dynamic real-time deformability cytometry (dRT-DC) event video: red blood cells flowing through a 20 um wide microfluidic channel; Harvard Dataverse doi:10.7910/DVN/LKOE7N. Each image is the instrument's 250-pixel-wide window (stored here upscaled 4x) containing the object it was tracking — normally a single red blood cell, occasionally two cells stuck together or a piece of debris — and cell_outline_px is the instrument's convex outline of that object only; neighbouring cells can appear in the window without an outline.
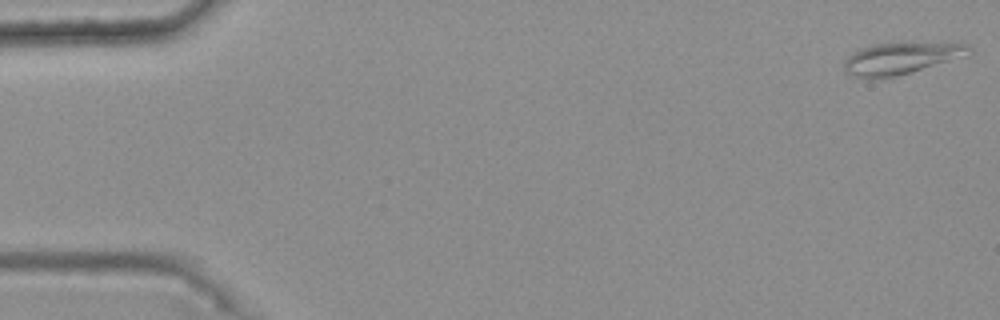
{"species": "common noctule bat (a hibernating species)", "species_latin": "Nyctalus noctula", "temperature_condition": "warm", "stored_images_in_passage": 9, "camera_frame_rate_fps": 3000, "um_per_image_px": 0.085, "animal": {"sex": "female", "body_mass_g": 25.1}, "frame": {"image": 1, "passage_image": 1, "time_ms": 0.0, "image_size_px": [1000, 320], "cell_outline_px": [[972, 52], [968, 56], [912, 72], [896, 76], [876, 80], [868, 80], [844, 72], [844, 60], [852, 52], [860, 48], [876, 44], [900, 40], [908, 40], [968, 44], [972, 48]], "centroid_in_image_um": [76.62, 4.92], "position_along_channel_um": 8.4, "area_um2": 24.51}}